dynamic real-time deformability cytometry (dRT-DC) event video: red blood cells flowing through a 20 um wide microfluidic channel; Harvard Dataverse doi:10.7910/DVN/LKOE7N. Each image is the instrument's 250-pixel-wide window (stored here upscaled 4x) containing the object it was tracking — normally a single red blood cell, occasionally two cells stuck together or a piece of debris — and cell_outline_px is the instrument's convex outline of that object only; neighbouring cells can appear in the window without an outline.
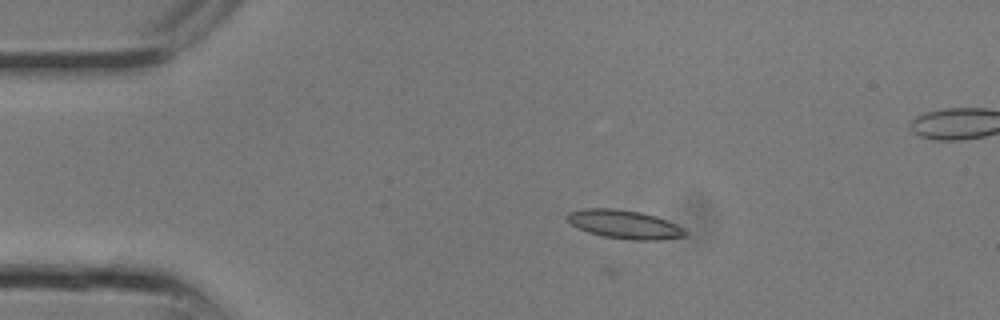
{"species": "common noctule bat (a hibernating species)", "species_latin": "Nyctalus noctula", "temperature_condition": "room temperature", "stored_images_in_passage": 11, "camera_frame_rate_fps": 3000, "um_per_image_px": 0.085, "animal": {"sex": "male", "body_mass_g": 13.3}, "frame": {"image": 1, "passage_image": 6, "time_ms": 1.667, "image_size_px": [1000, 320], "cell_outline_px": [[688, 236], [660, 240], [632, 240], [604, 236], [588, 232], [572, 224], [564, 216], [568, 212], [584, 208], [612, 208], [640, 212], [656, 216], [676, 224], [684, 228], [688, 232]], "centroid_in_image_um": [53.11, 19.07], "position_along_channel_um": 31.9, "area_um2": 19.71}}